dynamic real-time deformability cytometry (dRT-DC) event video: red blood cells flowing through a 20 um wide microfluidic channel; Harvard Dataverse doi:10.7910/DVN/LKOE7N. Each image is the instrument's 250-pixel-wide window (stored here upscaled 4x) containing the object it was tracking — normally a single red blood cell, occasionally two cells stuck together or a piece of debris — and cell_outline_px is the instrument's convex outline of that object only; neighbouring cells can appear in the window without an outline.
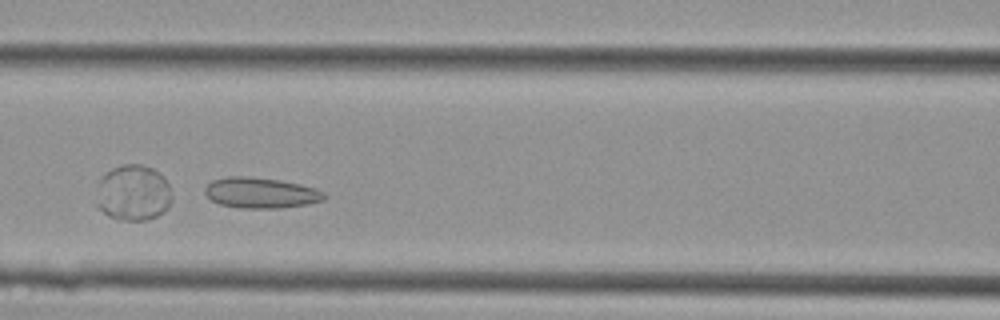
{"species": "Egyptian fruit bat (a non-hibernating species)", "species_latin": "Rousettus aegyptiacus", "temperature_condition": "cold", "stored_images_in_passage": 34, "camera_frame_rate_fps": 3000, "um_per_image_px": 0.085, "animal": {"sex": "female"}, "frame": {"image": 1, "passage_image": 10, "time_ms": 3.0, "image_size_px": [1000, 320], "cell_outline_px": [[328, 196], [324, 200], [308, 204], [280, 208], [240, 208], [220, 204], [212, 200], [204, 192], [204, 188], [212, 180], [228, 176], [248, 176], [280, 180], [300, 184], [316, 188], [324, 192]], "centroid_in_image_um": [22.19, 16.39], "position_along_channel_um": 144.4, "area_um2": 21.44}}
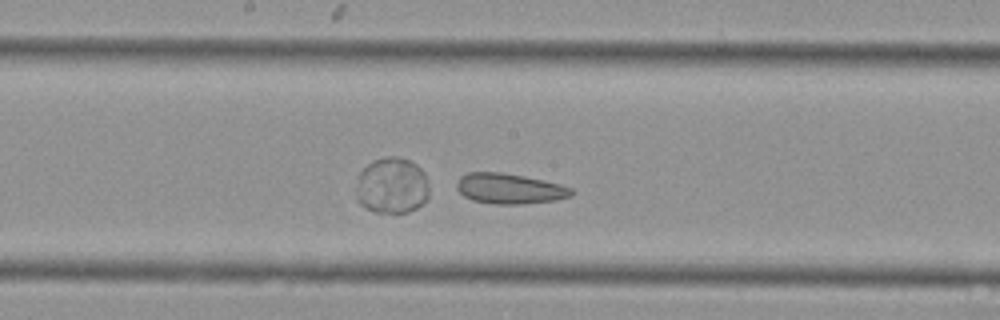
{"frame": {"image": 2, "passage_image": 14, "time_ms": 4.333, "image_size_px": [1000, 320], "cell_outline_px": [[576, 192], [572, 196], [556, 200], [524, 204], [492, 204], [472, 200], [464, 196], [456, 188], [456, 180], [460, 176], [468, 172], [500, 172], [524, 176], [560, 184], [572, 188]], "centroid_in_image_um": [43.31, 16.04], "position_along_channel_um": 204.9, "area_um2": 20.52}}
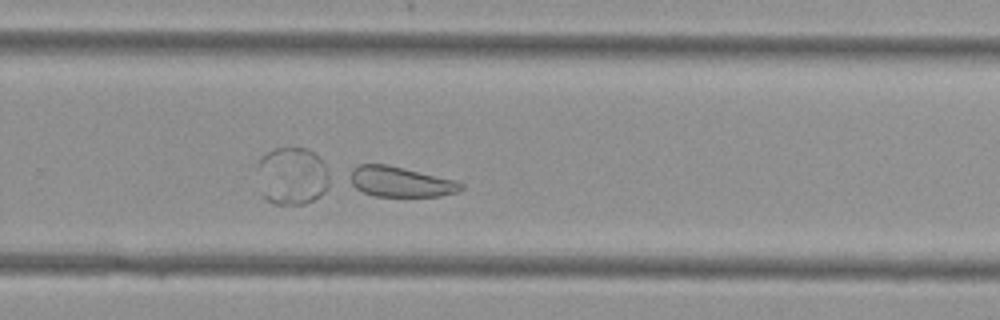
{"frame": {"image": 3, "passage_image": 20, "time_ms": 6.333, "image_size_px": [1000, 320], "cell_outline_px": [[464, 188], [456, 192], [440, 196], [376, 196], [364, 192], [356, 188], [352, 184], [352, 168], [360, 164], [388, 164], [456, 180], [464, 184]], "centroid_in_image_um": [34.08, 15.44], "position_along_channel_um": 295.7, "area_um2": 19.42}}